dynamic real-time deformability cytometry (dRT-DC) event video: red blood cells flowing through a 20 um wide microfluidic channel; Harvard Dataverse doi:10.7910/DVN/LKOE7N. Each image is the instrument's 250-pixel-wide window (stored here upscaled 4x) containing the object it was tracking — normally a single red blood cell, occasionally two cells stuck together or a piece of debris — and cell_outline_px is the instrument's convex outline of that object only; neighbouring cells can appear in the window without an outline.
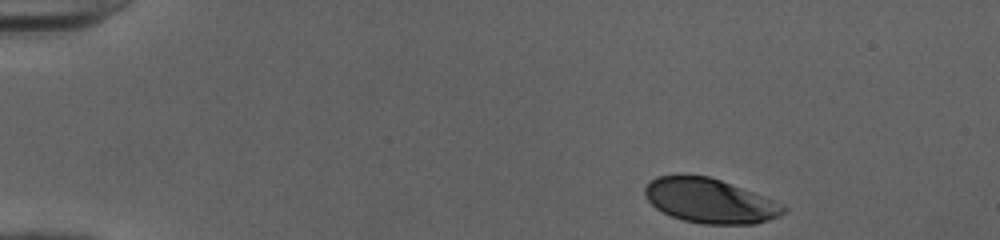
{"species": "human", "species_latin": "Homo sapiens", "temperature_condition": "cold", "stored_images_in_passage": 38, "camera_frame_rate_fps": 3000, "um_per_image_px": 0.085, "donor": {"sex": "female"}, "frame": {"image": 1, "passage_image": 1, "time_ms": 0.0, "image_size_px": [1000, 240], "cell_outline_px": [[788, 208], [780, 216], [756, 224], [704, 224], [684, 220], [672, 216], [656, 208], [648, 200], [644, 192], [644, 188], [656, 176], [708, 176], [720, 180], [784, 204]], "centroid_in_image_um": [60.37, 17.09], "position_along_channel_um": 24.6, "area_um2": 35.43}}
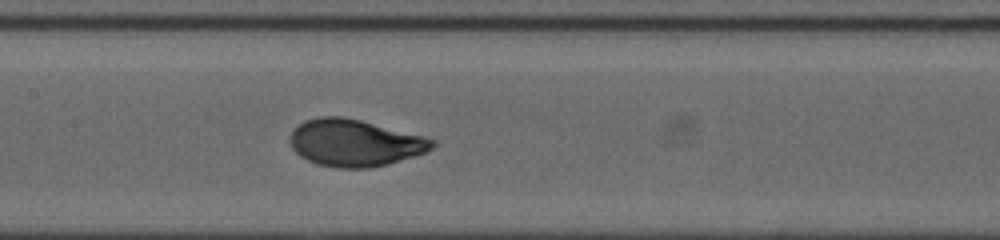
{"frame": {"image": 2, "passage_image": 20, "time_ms": 6.333, "image_size_px": [1000, 240], "cell_outline_px": [[436, 144], [432, 148], [424, 152], [388, 164], [368, 168], [336, 168], [316, 164], [300, 156], [292, 148], [288, 136], [304, 120], [320, 116], [340, 116], [360, 120], [424, 136], [436, 140]], "centroid_in_image_um": [30.13, 12.14], "position_along_channel_um": 177.3, "area_um2": 38.78}}
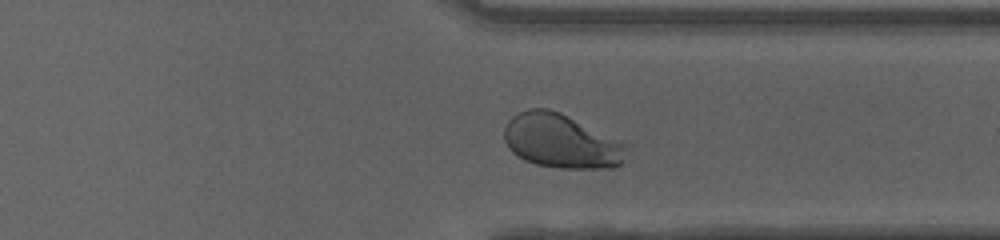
{"frame": {"image": 3, "passage_image": 34, "time_ms": 11.0, "image_size_px": [1000, 240], "cell_outline_px": [[628, 144], [620, 164], [616, 168], [560, 168], [536, 164], [524, 160], [512, 152], [508, 148], [504, 140], [504, 128], [508, 120], [512, 116], [528, 108], [548, 108], [560, 112]], "centroid_in_image_um": [47.67, 11.99], "position_along_channel_um": 363.7, "area_um2": 38.55}, "authors_computed_cell_mechanics": {"area_um2": 38.2925, "velocity_mm_per_s": 3.9958, "shape_relaxation_time_tau1_ms": 2.7611, "shape_relaxation_time_tau2_ms": null, "deformation_change_tau1": 0.1611, "deformation_change_tau2": null}}